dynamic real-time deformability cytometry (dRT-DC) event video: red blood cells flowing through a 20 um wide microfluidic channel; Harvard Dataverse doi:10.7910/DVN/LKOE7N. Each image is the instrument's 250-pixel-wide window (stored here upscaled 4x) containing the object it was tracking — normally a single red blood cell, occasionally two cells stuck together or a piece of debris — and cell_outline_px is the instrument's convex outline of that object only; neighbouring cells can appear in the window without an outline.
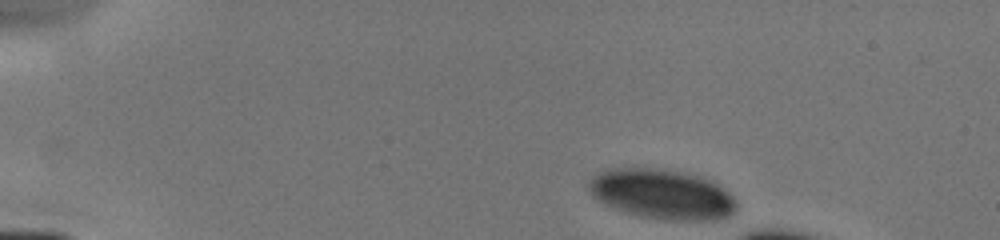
{"species": "human", "species_latin": "Homo sapiens", "temperature_condition": "cold", "stored_images_in_passage": 5, "camera_frame_rate_fps": 3000, "um_per_image_px": 0.085, "donor": {"sex": "male"}, "frame": {"image": 1, "passage_image": 1, "time_ms": 0.0, "image_size_px": [1000, 240], "cell_outline_px": [[736, 208], [728, 216], [712, 220], [668, 220], [640, 216], [604, 204], [596, 200], [592, 196], [588, 188], [588, 180], [596, 172], [604, 168], [652, 168], [684, 172], [700, 176], [712, 180], [728, 192], [732, 196], [736, 204]], "centroid_in_image_um": [56.22, 16.48], "position_along_channel_um": 28.8, "area_um2": 43.06}}